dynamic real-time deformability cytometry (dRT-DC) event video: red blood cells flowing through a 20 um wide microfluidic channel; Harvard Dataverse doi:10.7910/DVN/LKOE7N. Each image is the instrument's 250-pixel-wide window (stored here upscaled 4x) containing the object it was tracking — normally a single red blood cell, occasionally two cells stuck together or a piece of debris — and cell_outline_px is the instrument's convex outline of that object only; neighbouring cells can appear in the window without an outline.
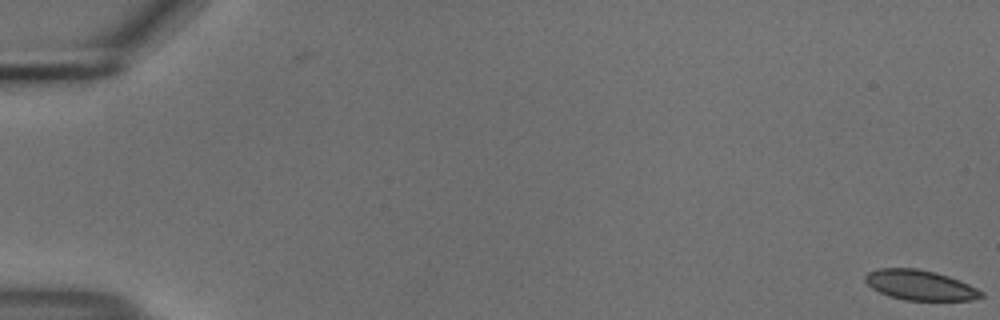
{"species": "common noctule bat (a hibernating species)", "species_latin": "Nyctalus noctula", "temperature_condition": "cold", "stored_images_in_passage": 56, "camera_frame_rate_fps": 3000, "um_per_image_px": 0.085, "animal": {"sex": "male", "body_mass_g": 18.8}, "frame": {"image": 1, "passage_image": 1, "time_ms": 0.0, "image_size_px": [1000, 320], "cell_outline_px": [[984, 296], [972, 300], [904, 300], [888, 296], [872, 288], [864, 280], [864, 276], [868, 272], [880, 268], [916, 268], [936, 272], [960, 280], [984, 292]], "centroid_in_image_um": [78.2, 24.23], "position_along_channel_um": 6.8, "area_um2": 20.35}}
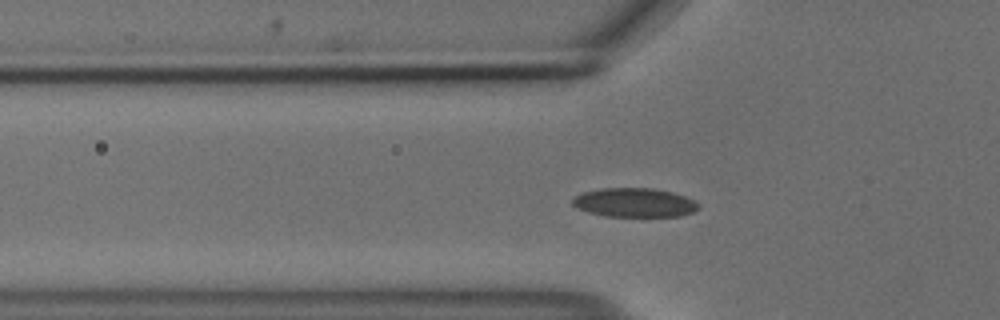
{"frame": {"image": 2, "passage_image": 20, "time_ms": 6.333, "image_size_px": [1000, 320], "cell_outline_px": [[700, 208], [692, 212], [680, 216], [608, 216], [588, 212], [576, 208], [572, 204], [572, 200], [576, 196], [584, 192], [600, 188], [652, 188], [672, 192], [684, 196], [700, 204]], "centroid_in_image_um": [53.93, 17.22], "position_along_channel_um": 71.9, "area_um2": 21.21}}
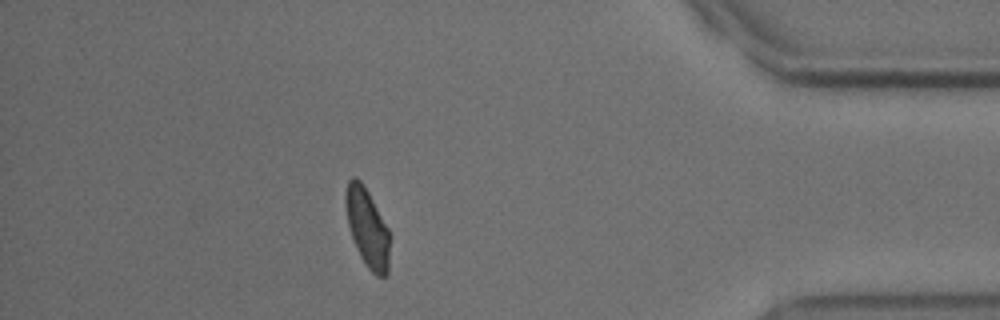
{"frame": {"image": 3, "passage_image": 50, "time_ms": 16.333, "image_size_px": [1000, 320], "cell_outline_px": [[388, 272], [384, 276], [376, 276], [368, 268], [360, 256], [356, 248], [348, 224], [344, 200], [344, 192], [348, 180], [352, 176], [356, 176], [360, 180], [368, 192], [388, 228]], "centroid_in_image_um": [31.18, 19.31], "position_along_channel_um": 404.0, "area_um2": 19.94}, "authors_computed_cell_mechanics": {"area_um2": 21.0681, "velocity_mm_per_s": 3.6909, "shape_relaxation_time_tau1_ms": 3.6075, "shape_relaxation_time_tau2_ms": 1.5544, "deformation_change_tau1": 0.0943, "deformation_change_tau2": 0.0509}}